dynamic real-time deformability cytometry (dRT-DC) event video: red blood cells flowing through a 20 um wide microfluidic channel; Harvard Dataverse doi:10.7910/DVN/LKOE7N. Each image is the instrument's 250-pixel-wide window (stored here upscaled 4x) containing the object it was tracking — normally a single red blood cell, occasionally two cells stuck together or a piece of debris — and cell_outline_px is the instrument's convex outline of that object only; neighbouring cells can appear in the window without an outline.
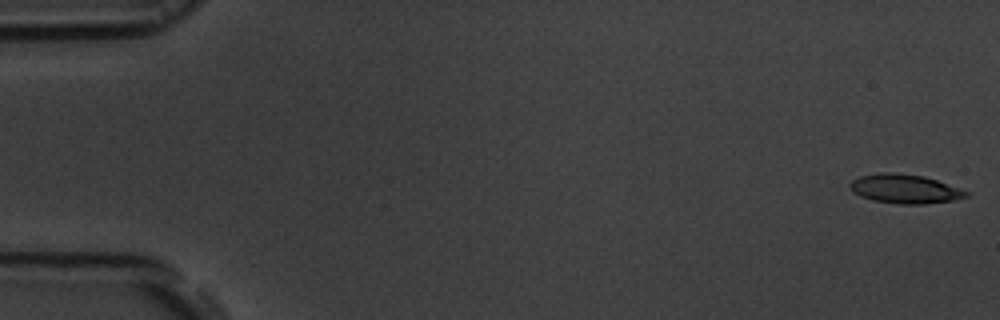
{"species": "common noctule bat (a hibernating species)", "species_latin": "Nyctalus noctula", "temperature_condition": "room temperature", "stored_images_in_passage": 54, "camera_frame_rate_fps": 3000, "um_per_image_px": 0.085, "animal": {"sex": "male", "body_mass_g": 19.5, "forearm_length_mm": 54.6}, "frame": {"image": 1, "passage_image": 1, "time_ms": 0.0, "image_size_px": [1000, 320], "cell_outline_px": [[972, 192], [968, 196], [952, 200], [924, 204], [900, 204], [872, 200], [860, 196], [852, 192], [848, 184], [852, 180], [860, 176], [880, 172], [892, 172], [924, 176]], "centroid_in_image_um": [76.9, 16.05], "position_along_channel_um": 8.1, "area_um2": 19.77}}
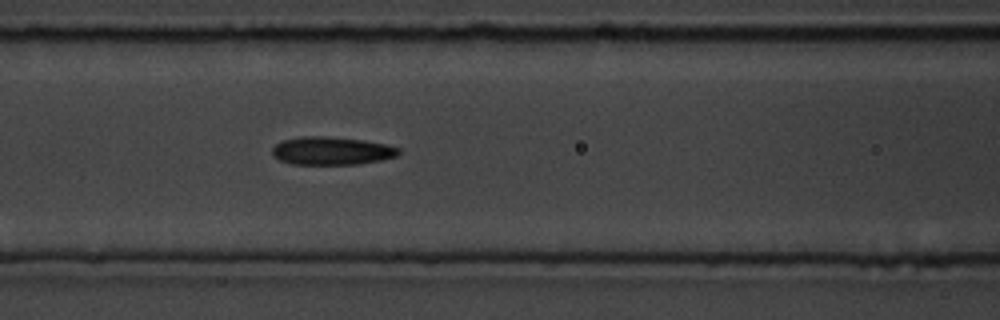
{"frame": {"image": 2, "passage_image": 23, "time_ms": 7.333, "image_size_px": [1000, 320], "cell_outline_px": [[400, 152], [396, 156], [380, 160], [360, 164], [292, 164], [280, 160], [272, 156], [272, 148], [280, 140], [300, 136], [328, 136], [364, 140], [384, 144], [400, 148]], "centroid_in_image_um": [28.15, 12.81], "position_along_channel_um": 138.5, "area_um2": 20.81}}
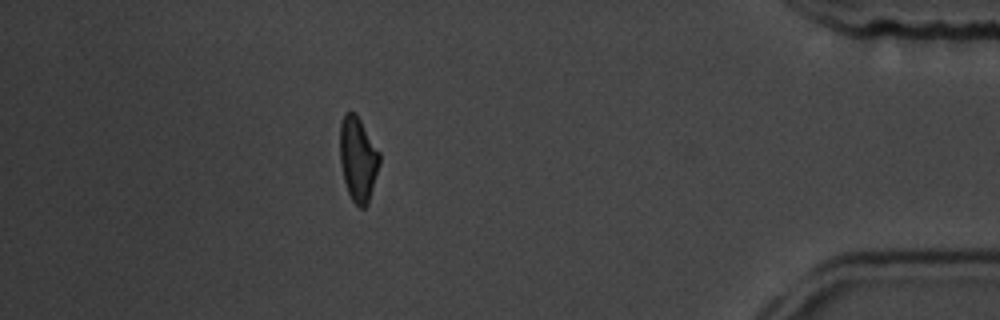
{"frame": {"image": 3, "passage_image": 48, "time_ms": 15.667, "image_size_px": [1000, 320], "cell_outline_px": [[380, 164], [368, 204], [364, 208], [360, 208], [352, 200], [348, 192], [344, 180], [340, 164], [340, 124], [344, 112], [356, 112], [380, 152]], "centroid_in_image_um": [30.43, 13.5], "position_along_channel_um": 404.8, "area_um2": 19.71}, "authors_computed_cell_mechanics": {"area_um2": 20.2589, "velocity_mm_per_s": 3.7579, "shape_relaxation_time_tau1_ms": 5.0907, "shape_relaxation_time_tau2_ms": 2.7485, "deformation_change_tau1": 0.1761, "deformation_change_tau2": 0.1221}}